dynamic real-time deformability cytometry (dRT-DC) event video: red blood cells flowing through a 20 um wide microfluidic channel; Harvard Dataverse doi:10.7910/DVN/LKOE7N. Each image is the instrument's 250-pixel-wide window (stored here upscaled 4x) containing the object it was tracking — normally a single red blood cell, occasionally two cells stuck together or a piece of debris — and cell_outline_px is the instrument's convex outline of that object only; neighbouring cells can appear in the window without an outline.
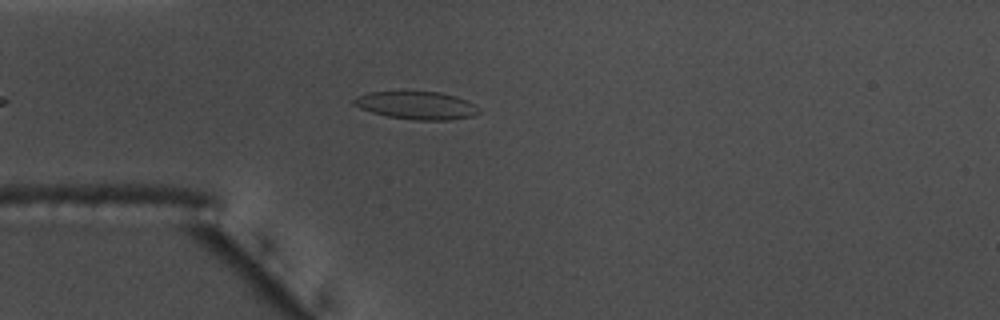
{"species": "common noctule bat (a hibernating species)", "species_latin": "Nyctalus noctula", "temperature_condition": "warm", "stored_images_in_passage": 45, "camera_frame_rate_fps": 3000, "um_per_image_px": 0.085, "animal": {"sex": "male", "body_mass_g": 17.5, "forearm_length_mm": 52.3}, "frame": {"image": 1, "passage_image": 7, "time_ms": 2.0, "image_size_px": [1000, 320], "cell_outline_px": [[480, 112], [472, 116], [448, 120], [412, 120], [388, 116], [372, 112], [360, 108], [352, 104], [352, 100], [368, 92], [440, 92], [456, 96], [472, 104]], "centroid_in_image_um": [35.38, 8.96], "position_along_channel_um": 49.6, "area_um2": 19.94}}
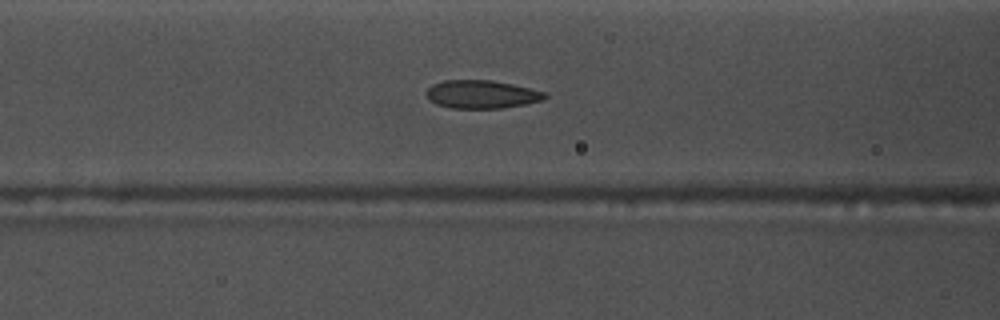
{"frame": {"image": 2, "passage_image": 14, "time_ms": 4.333, "image_size_px": [1000, 320], "cell_outline_px": [[548, 96], [544, 100], [524, 104], [500, 108], [452, 108], [436, 104], [428, 100], [428, 88], [432, 84], [444, 80], [492, 80], [512, 84], [544, 92]], "centroid_in_image_um": [40.93, 8.01], "position_along_channel_um": 125.7, "area_um2": 19.31}, "authors_computed_cell_mechanics": {"area_um2": 20.1144, "velocity_mm_per_s": 3.6512, "shape_relaxation_time_tau1_ms": 9.068, "shape_relaxation_time_tau2_ms": 1.5853, "deformation_change_tau1": 0.195, "deformation_change_tau2": 0.0643}}